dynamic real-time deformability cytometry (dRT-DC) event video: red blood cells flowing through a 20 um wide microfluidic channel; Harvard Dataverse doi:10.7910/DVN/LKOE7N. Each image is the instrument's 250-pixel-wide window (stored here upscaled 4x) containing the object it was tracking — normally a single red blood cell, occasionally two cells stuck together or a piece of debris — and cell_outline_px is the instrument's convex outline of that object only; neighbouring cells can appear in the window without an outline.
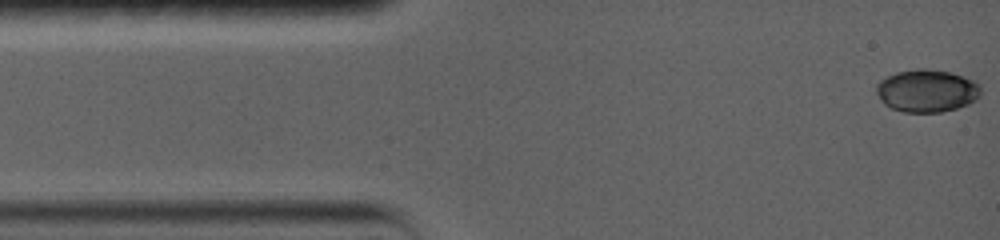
{"species": "common noctule bat (a hibernating species)", "species_latin": "Nyctalus noctula", "temperature_condition": "warm", "stored_images_in_passage": 53, "camera_frame_rate_fps": 5000, "um_per_image_px": 0.085, "animal": {"sex": "female", "body_mass_g": 19.0, "forearm_length_mm": 56.7}, "frame": {"image": 1, "passage_image": 1, "time_ms": 0.0, "image_size_px": [1000, 240], "cell_outline_px": [[980, 96], [976, 100], [968, 104], [956, 108], [940, 112], [904, 112], [892, 108], [884, 104], [880, 100], [876, 92], [876, 84], [880, 80], [896, 72], [916, 68], [928, 68], [952, 72], [976, 80], [980, 84]], "centroid_in_image_um": [78.8, 7.7], "position_along_channel_um": 6.2, "area_um2": 26.3}}
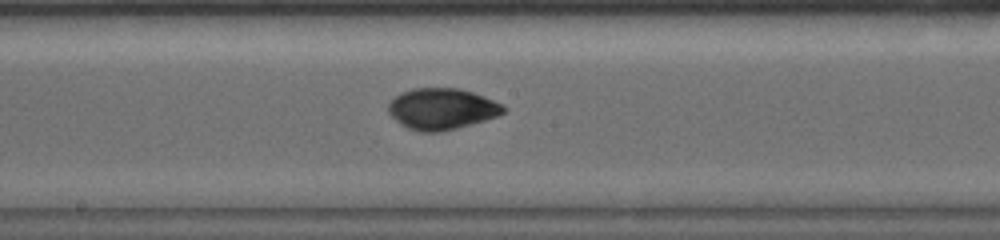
{"frame": {"image": 2, "passage_image": 31, "time_ms": 7.6, "image_size_px": [1000, 240], "cell_outline_px": [[508, 108], [504, 112], [496, 116], [484, 120], [456, 128], [440, 132], [420, 132], [408, 128], [400, 124], [388, 112], [388, 104], [400, 92], [412, 88], [460, 88], [484, 96], [504, 104]], "centroid_in_image_um": [37.56, 9.24], "position_along_channel_um": 210.6, "area_um2": 27.69}}
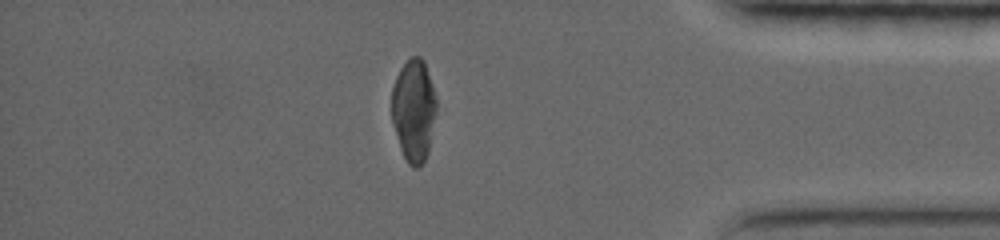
{"frame": {"image": 3, "passage_image": 53, "time_ms": 13.4, "image_size_px": [1000, 240], "cell_outline_px": [[436, 112], [428, 152], [424, 160], [416, 168], [412, 168], [408, 164], [400, 148], [392, 120], [392, 88], [396, 76], [400, 68], [412, 56], [420, 56], [424, 60], [436, 96]], "centroid_in_image_um": [35.17, 9.36], "position_along_channel_um": 400.0, "area_um2": 26.53}, "authors_computed_cell_mechanics": {"area_um2": 26.9926, "velocity_mm_per_s": 3.7212, "shape_relaxation_time_tau1_ms": 3.5953, "shape_relaxation_time_tau2_ms": 1.6118, "deformation_change_tau1": 0.1459, "deformation_change_tau2": 0.0364}}